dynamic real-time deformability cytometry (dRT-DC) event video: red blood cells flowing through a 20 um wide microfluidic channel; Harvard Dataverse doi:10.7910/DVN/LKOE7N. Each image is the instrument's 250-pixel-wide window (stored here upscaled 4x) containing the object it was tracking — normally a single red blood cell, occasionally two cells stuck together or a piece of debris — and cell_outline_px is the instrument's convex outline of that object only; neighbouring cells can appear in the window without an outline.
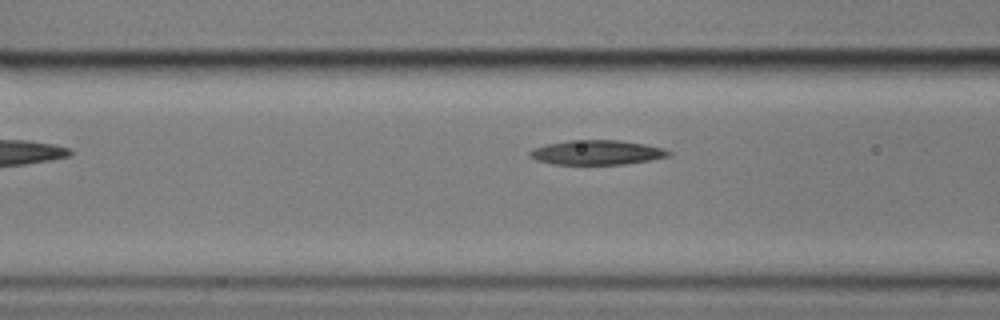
{"species": "common noctule bat (a hibernating species)", "species_latin": "Nyctalus noctula", "temperature_condition": "cold", "stored_images_in_passage": 5, "camera_frame_rate_fps": 3000, "um_per_image_px": 0.085, "animal": {"sex": "male", "body_mass_g": 17.9}, "frame": {"image": 1, "passage_image": 4, "time_ms": 4.0, "image_size_px": [1000, 320], "cell_outline_px": [[672, 152], [668, 156], [652, 160], [624, 164], [552, 164], [536, 160], [528, 156], [528, 152], [532, 148], [544, 144], [568, 140], [620, 140], [644, 144], [664, 148]], "centroid_in_image_um": [50.69, 12.95], "position_along_channel_um": 115.9, "area_um2": 20.06}}